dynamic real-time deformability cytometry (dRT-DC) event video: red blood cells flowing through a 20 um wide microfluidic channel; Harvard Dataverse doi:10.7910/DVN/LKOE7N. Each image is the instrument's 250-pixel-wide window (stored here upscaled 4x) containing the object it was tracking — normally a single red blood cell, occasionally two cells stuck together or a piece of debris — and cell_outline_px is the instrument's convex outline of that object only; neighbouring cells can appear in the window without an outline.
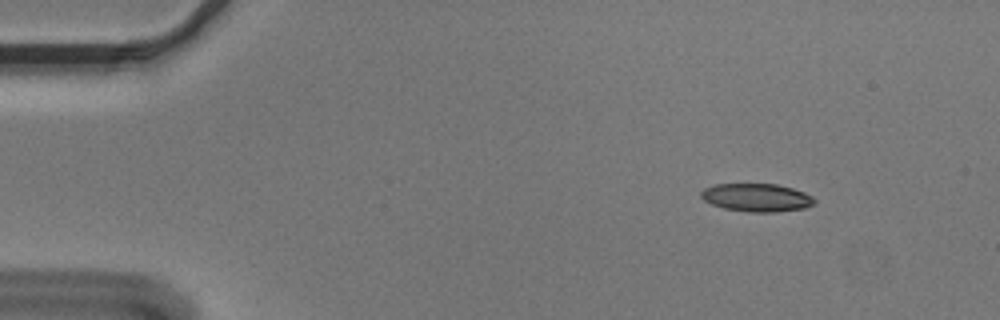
{"species": "Egyptian fruit bat (a non-hibernating species)", "species_latin": "Rousettus aegyptiacus", "temperature_condition": "cold", "stored_images_in_passage": 5, "camera_frame_rate_fps": 3000, "um_per_image_px": 0.085, "animal": {"sex": "male"}, "frame": {"image": 1, "passage_image": 2, "time_ms": 0.333, "image_size_px": [1000, 320], "cell_outline_px": [[816, 200], [812, 204], [804, 208], [776, 212], [748, 212], [724, 208], [712, 204], [704, 200], [700, 196], [700, 192], [704, 188], [716, 184], [776, 184], [792, 188], [804, 192], [812, 196]], "centroid_in_image_um": [64.3, 16.79], "position_along_channel_um": 20.7, "area_um2": 18.5}}
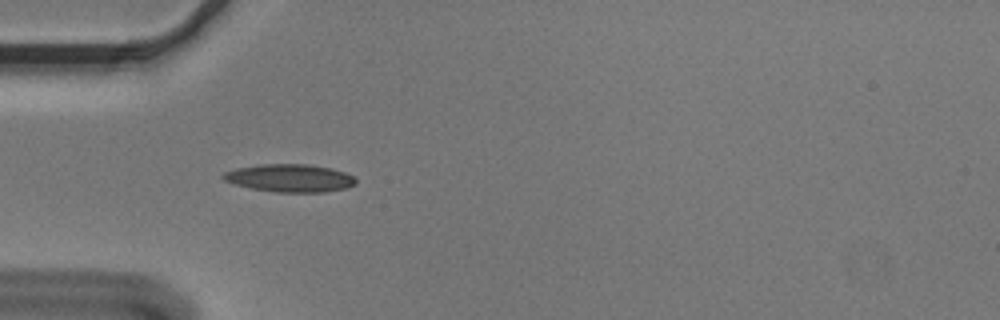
{"frame": {"image": 2, "passage_image": 4, "time_ms": 1.0, "image_size_px": [1000, 320], "cell_outline_px": [[356, 184], [348, 188], [324, 192], [276, 192], [252, 188], [236, 184], [224, 180], [220, 176], [224, 172], [236, 168], [260, 164], [308, 164], [332, 168], [344, 172], [352, 176], [356, 180]], "centroid_in_image_um": [24.65, 15.13], "position_along_channel_um": 60.4, "area_um2": 21.5}}